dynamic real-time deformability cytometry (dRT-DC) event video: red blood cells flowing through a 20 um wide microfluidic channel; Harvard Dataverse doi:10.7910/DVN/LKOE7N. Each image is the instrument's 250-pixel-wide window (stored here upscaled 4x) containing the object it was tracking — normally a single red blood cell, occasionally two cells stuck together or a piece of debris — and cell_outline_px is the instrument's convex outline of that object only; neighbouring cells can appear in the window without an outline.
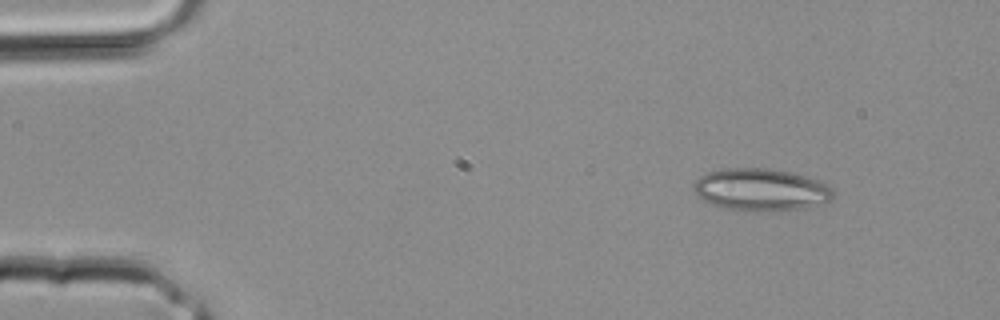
{"species": "common noctule bat (a hibernating species)", "species_latin": "Nyctalus noctula", "temperature_condition": "room temperature", "stored_images_in_passage": 3, "camera_frame_rate_fps": 3000, "um_per_image_px": 0.085, "animal": {"sex": "male", "body_mass_g": 20.4}, "frame": {"image": 1, "passage_image": 1, "time_ms": 0.0, "image_size_px": [1000, 320], "cell_outline_px": [[832, 200], [804, 208], [760, 212], [756, 212], [728, 208], [712, 204], [704, 200], [692, 188], [692, 184], [700, 176], [708, 172], [724, 168], [768, 168], [792, 172], [816, 180], [832, 188]], "centroid_in_image_um": [64.65, 16.12], "position_along_channel_um": 20.3, "area_um2": 34.16}}